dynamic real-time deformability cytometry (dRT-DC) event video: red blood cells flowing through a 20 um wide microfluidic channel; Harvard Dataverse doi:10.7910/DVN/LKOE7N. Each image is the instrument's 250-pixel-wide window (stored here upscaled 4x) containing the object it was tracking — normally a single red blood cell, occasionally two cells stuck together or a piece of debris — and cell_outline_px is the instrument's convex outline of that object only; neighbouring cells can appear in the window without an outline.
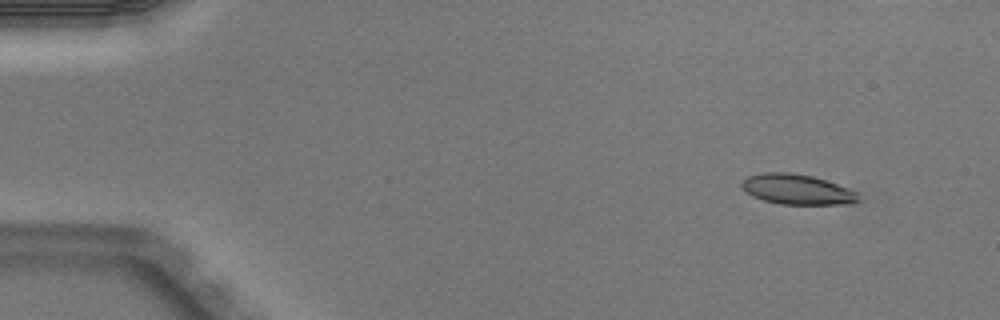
{"species": "Egyptian fruit bat (a non-hibernating species)", "species_latin": "Rousettus aegyptiacus", "temperature_condition": "warm", "stored_images_in_passage": 5, "camera_frame_rate_fps": 3000, "um_per_image_px": 0.085, "animal": {"sex": "male"}, "frame": {"image": 1, "passage_image": 2, "time_ms": 0.333, "image_size_px": [1000, 320], "cell_outline_px": [[864, 200], [840, 204], [780, 204], [764, 200], [752, 196], [740, 184], [748, 176], [760, 172], [788, 172], [812, 176], [860, 192]], "centroid_in_image_um": [67.8, 16.1], "position_along_channel_um": 17.2, "area_um2": 20.52}}
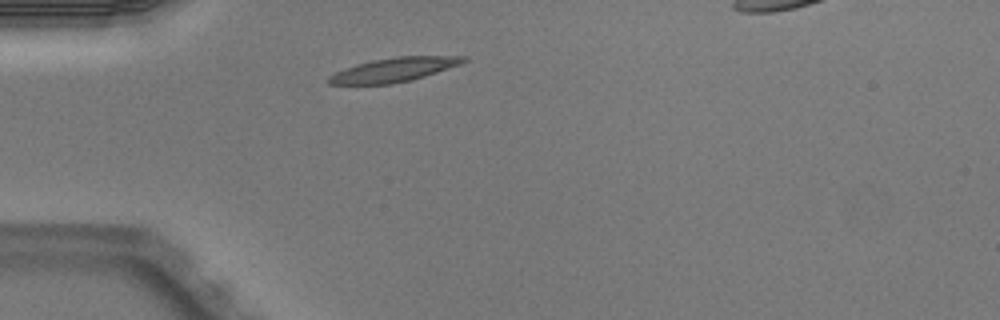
{"frame": {"image": 2, "passage_image": 5, "time_ms": 1.333, "image_size_px": [1000, 320], "cell_outline_px": [[468, 60], [460, 64], [424, 76], [392, 84], [328, 84], [328, 76], [344, 68], [356, 64], [372, 60], [396, 56], [468, 56]], "centroid_in_image_um": [33.47, 5.92], "position_along_channel_um": 51.5, "area_um2": 18.73}}